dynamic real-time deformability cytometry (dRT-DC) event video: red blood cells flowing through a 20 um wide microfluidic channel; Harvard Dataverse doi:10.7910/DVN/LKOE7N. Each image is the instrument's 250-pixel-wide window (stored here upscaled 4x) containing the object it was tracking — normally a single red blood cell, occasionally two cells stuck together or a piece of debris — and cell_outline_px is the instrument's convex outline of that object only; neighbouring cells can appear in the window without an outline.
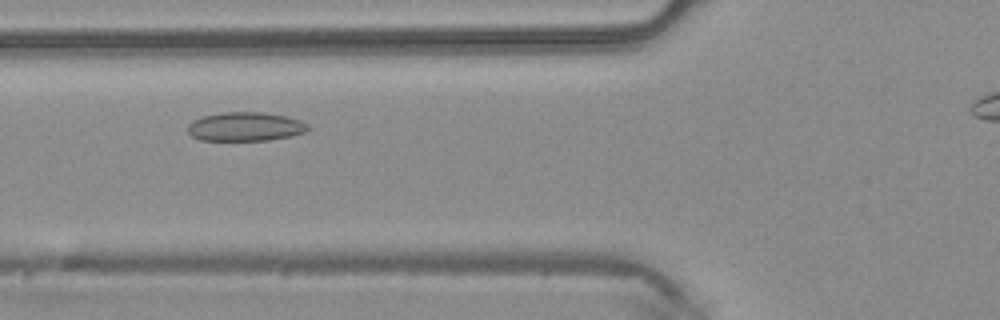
{"species": "common noctule bat (a hibernating species)", "species_latin": "Nyctalus noctula", "temperature_condition": "warm", "stored_images_in_passage": 35, "camera_frame_rate_fps": 3000, "um_per_image_px": 0.085, "animal": {"sex": "male", "body_mass_g": 20.4}, "frame": {"image": 1, "passage_image": 10, "time_ms": 3.0, "image_size_px": [1000, 320], "cell_outline_px": [[308, 128], [304, 132], [292, 136], [268, 140], [200, 140], [192, 136], [188, 132], [188, 124], [192, 120], [204, 116], [220, 112], [264, 112], [284, 116], [300, 120], [308, 124]], "centroid_in_image_um": [20.83, 10.76], "position_along_channel_um": 105.0, "area_um2": 20.23}}
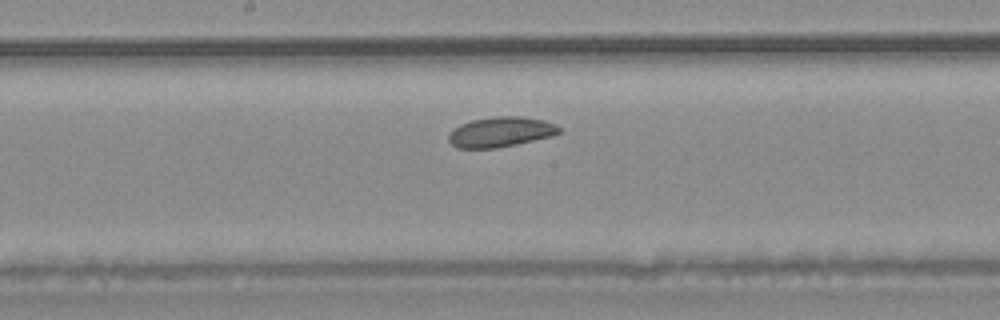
{"frame": {"image": 2, "passage_image": 17, "time_ms": 5.333, "image_size_px": [1000, 320], "cell_outline_px": [[560, 132], [552, 136], [516, 144], [496, 148], [456, 148], [448, 140], [448, 136], [460, 124], [472, 120], [496, 116], [520, 116], [544, 120], [556, 124], [560, 128]], "centroid_in_image_um": [42.57, 11.21], "position_along_channel_um": 205.6, "area_um2": 19.25}}
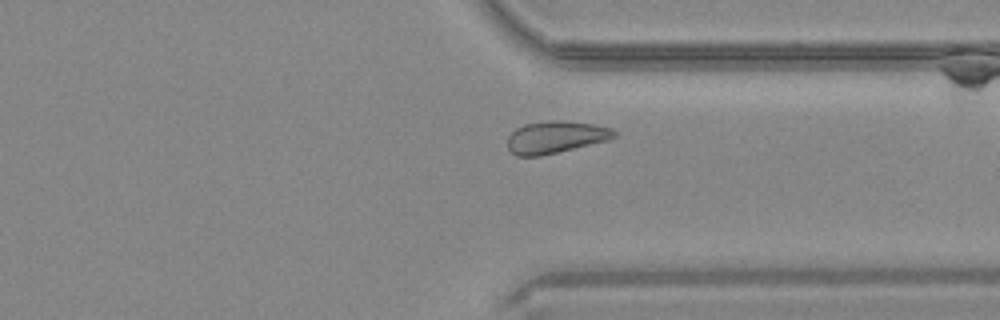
{"frame": {"image": 3, "passage_image": 28, "time_ms": 9.0, "image_size_px": [1000, 320], "cell_outline_px": [[616, 136], [608, 140], [540, 156], [516, 156], [508, 148], [508, 136], [516, 128], [524, 124], [548, 120], [560, 120], [592, 124], [612, 128], [616, 132]], "centroid_in_image_um": [47.21, 11.65], "position_along_channel_um": 364.2, "area_um2": 19.88}}